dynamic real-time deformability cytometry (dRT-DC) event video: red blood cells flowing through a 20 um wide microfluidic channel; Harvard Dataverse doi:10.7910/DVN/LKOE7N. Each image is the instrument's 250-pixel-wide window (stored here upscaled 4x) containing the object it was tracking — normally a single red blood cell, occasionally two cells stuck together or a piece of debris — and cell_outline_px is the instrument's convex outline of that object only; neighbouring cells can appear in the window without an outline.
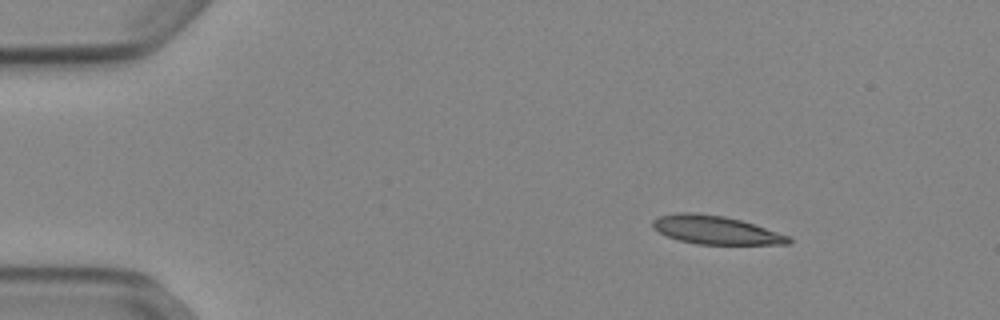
{"species": "Egyptian fruit bat (a non-hibernating species)", "species_latin": "Rousettus aegyptiacus", "temperature_condition": "cold", "stored_images_in_passage": 46, "camera_frame_rate_fps": 3000, "um_per_image_px": 0.085, "animal": {"sex": "female"}, "frame": {"image": 1, "passage_image": 1, "time_ms": 0.0, "image_size_px": [1000, 320], "cell_outline_px": [[792, 240], [788, 244], [696, 244], [680, 240], [668, 236], [652, 228], [652, 220], [660, 216], [676, 212], [696, 212], [724, 216], [740, 220], [788, 236]], "centroid_in_image_um": [60.77, 19.54], "position_along_channel_um": 24.2, "area_um2": 22.2}}
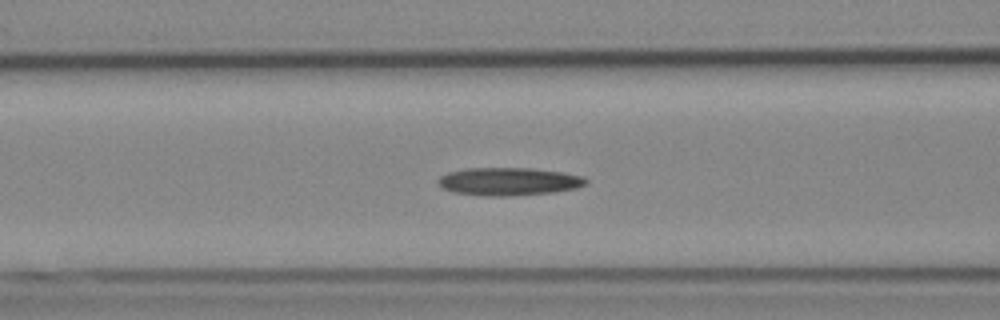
{"frame": {"image": 2, "passage_image": 15, "time_ms": 4.667, "image_size_px": [1000, 320], "cell_outline_px": [[588, 184], [576, 188], [556, 192], [508, 196], [488, 196], [452, 192], [440, 188], [436, 180], [440, 176], [448, 172], [464, 168], [532, 168], [564, 172], [584, 176], [588, 180]], "centroid_in_image_um": [43.24, 15.42], "position_along_channel_um": 123.4, "area_um2": 24.45}}
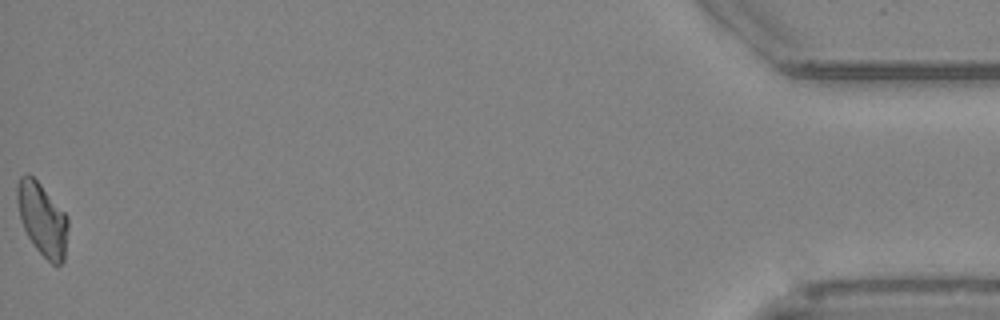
{"frame": {"image": 3, "passage_image": 46, "time_ms": 15.0, "image_size_px": [1000, 320], "cell_outline_px": [[68, 228], [64, 260], [60, 264], [52, 264], [36, 248], [28, 236], [24, 228], [20, 216], [16, 200], [16, 188], [20, 176], [28, 172], [40, 184], [68, 216]], "centroid_in_image_um": [3.59, 18.61], "position_along_channel_um": 431.6, "area_um2": 21.39}}